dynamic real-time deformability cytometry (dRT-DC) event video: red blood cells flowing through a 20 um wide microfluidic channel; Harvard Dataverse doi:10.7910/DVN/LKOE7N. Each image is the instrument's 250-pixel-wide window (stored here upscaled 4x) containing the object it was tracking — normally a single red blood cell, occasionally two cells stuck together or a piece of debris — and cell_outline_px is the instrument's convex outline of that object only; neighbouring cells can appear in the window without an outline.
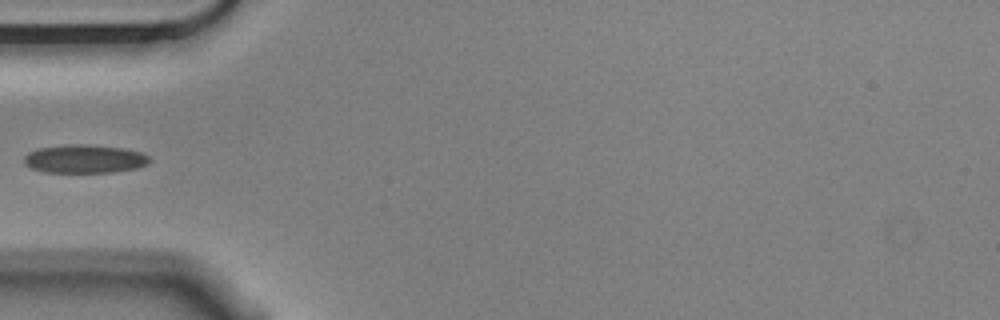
{"species": "Egyptian fruit bat (a non-hibernating species)", "species_latin": "Rousettus aegyptiacus", "temperature_condition": "cold", "stored_images_in_passage": 4, "camera_frame_rate_fps": 3000, "um_per_image_px": 0.085, "animal": {"sex": "male"}, "frame": {"image": 1, "passage_image": 4, "time_ms": 1.0, "image_size_px": [1000, 320], "cell_outline_px": [[152, 160], [148, 164], [136, 168], [112, 172], [44, 172], [32, 168], [24, 164], [24, 156], [28, 152], [36, 148], [64, 144], [88, 144], [124, 148], [140, 152], [148, 156]], "centroid_in_image_um": [7.17, 13.49], "position_along_channel_um": 77.8, "area_um2": 20.98}}